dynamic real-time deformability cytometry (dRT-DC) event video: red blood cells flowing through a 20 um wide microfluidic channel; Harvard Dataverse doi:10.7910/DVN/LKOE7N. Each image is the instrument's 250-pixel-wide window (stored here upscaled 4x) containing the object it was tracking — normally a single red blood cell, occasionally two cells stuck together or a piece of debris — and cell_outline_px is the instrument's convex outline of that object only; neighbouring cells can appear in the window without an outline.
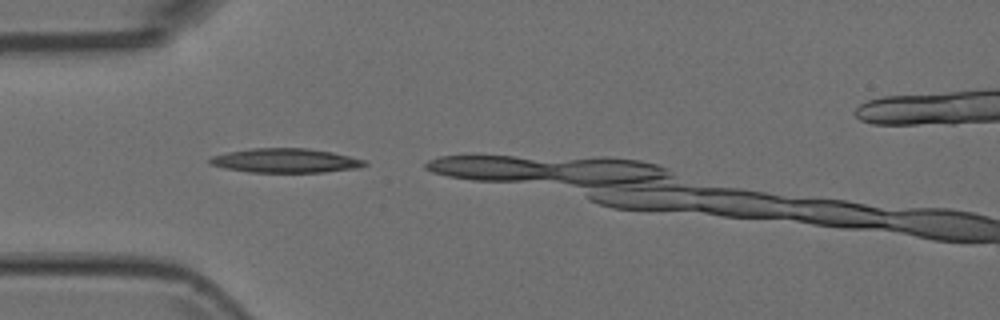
{"species": "Egyptian fruit bat (a non-hibernating species)", "species_latin": "Rousettus aegyptiacus", "temperature_condition": "room temperature", "stored_images_in_passage": 5, "camera_frame_rate_fps": 3000, "um_per_image_px": 0.085, "animal": {"sex": "female"}, "frame": {"image": 1, "passage_image": 2, "time_ms": 0.333, "image_size_px": [1000, 320], "cell_outline_px": [[368, 164], [360, 168], [324, 172], [248, 172], [224, 168], [208, 164], [208, 160], [212, 156], [228, 152], [252, 148], [308, 148], [332, 152], [364, 160]], "centroid_in_image_um": [24.25, 13.65], "position_along_channel_um": 60.8, "area_um2": 21.91}}